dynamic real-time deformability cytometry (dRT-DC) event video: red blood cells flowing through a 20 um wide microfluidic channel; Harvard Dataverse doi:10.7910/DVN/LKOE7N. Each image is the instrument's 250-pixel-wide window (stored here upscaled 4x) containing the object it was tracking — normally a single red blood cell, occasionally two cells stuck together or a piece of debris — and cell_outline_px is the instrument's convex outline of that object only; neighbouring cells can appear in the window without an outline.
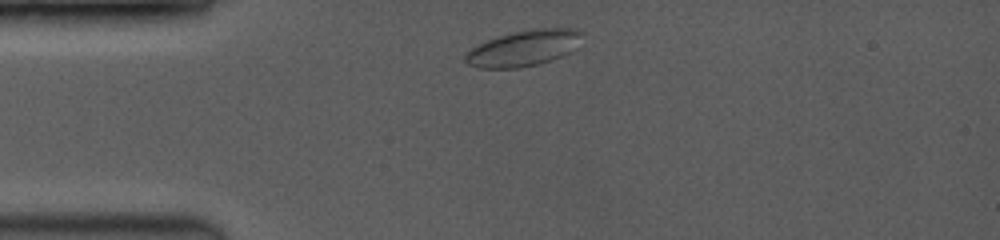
{"species": "common noctule bat (a hibernating species)", "species_latin": "Nyctalus noctula", "temperature_condition": "room temperature", "stored_images_in_passage": 42, "camera_frame_rate_fps": 3500, "um_per_image_px": 0.085, "animal": {"sex": "female", "body_mass_g": 19.0, "forearm_length_mm": 53.3}, "frame": {"image": 1, "passage_image": 1, "time_ms": 0.0, "image_size_px": [1000, 240], "cell_outline_px": [[580, 32], [568, 52], [552, 60], [540, 64], [520, 68], [480, 68], [468, 64], [464, 60], [464, 56], [472, 48], [488, 40], [512, 32], [532, 28], [572, 28]], "centroid_in_image_um": [44.41, 4.11], "position_along_channel_um": 40.6, "area_um2": 23.7}}
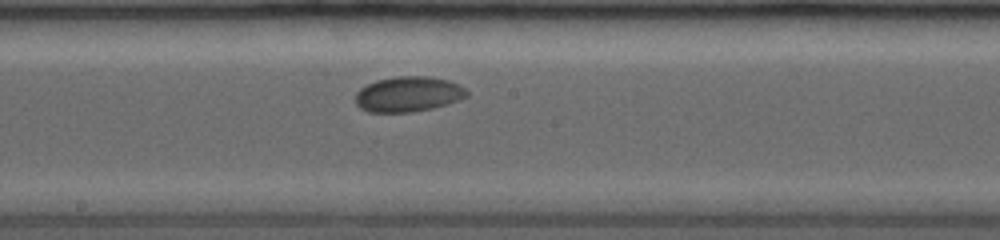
{"frame": {"image": 2, "passage_image": 18, "time_ms": 5.143, "image_size_px": [1000, 240], "cell_outline_px": [[468, 96], [460, 100], [448, 104], [432, 108], [412, 112], [368, 112], [360, 108], [356, 104], [356, 92], [360, 88], [376, 80], [396, 76], [428, 76], [448, 80], [460, 84], [468, 92]], "centroid_in_image_um": [34.72, 8.0], "position_along_channel_um": 213.5, "area_um2": 23.06}}
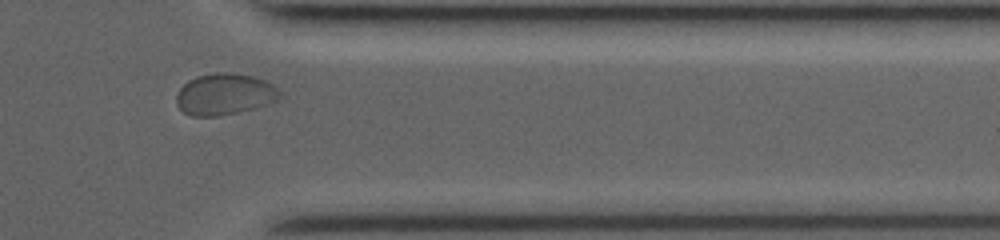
{"frame": {"image": 3, "passage_image": 36, "time_ms": 9.714, "image_size_px": [1000, 240], "cell_outline_px": [[280, 100], [256, 108], [216, 116], [188, 116], [176, 104], [176, 92], [188, 80], [196, 76], [212, 72], [228, 72], [252, 76], [264, 80], [272, 84], [280, 92]], "centroid_in_image_um": [19.07, 8.0], "position_along_channel_um": 392.3, "area_um2": 25.14}}